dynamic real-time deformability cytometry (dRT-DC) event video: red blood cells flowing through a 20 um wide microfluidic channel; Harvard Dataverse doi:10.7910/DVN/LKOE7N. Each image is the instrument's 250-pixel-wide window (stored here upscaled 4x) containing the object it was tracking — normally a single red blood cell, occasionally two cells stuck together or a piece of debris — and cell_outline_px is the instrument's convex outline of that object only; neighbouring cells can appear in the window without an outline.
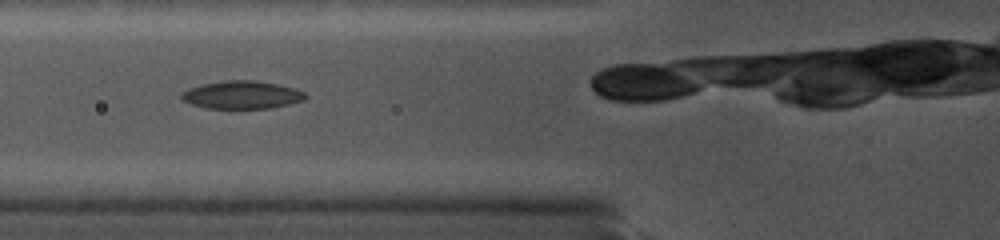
{"species": "common noctule bat (a hibernating species)", "species_latin": "Nyctalus noctula", "temperature_condition": "cold", "stored_images_in_passage": 36, "camera_frame_rate_fps": 5000, "um_per_image_px": 0.085, "animal": {"sex": "female", "body_mass_g": 19.0, "forearm_length_mm": 56.7}, "frame": {"image": 1, "passage_image": 6, "time_ms": 2.0, "image_size_px": [1000, 240], "cell_outline_px": [[308, 96], [304, 100], [272, 108], [208, 108], [192, 104], [184, 100], [180, 96], [188, 88], [204, 84], [224, 80], [256, 80], [296, 88], [304, 92]], "centroid_in_image_um": [20.6, 8.06], "position_along_channel_um": 105.2, "area_um2": 20.0}}
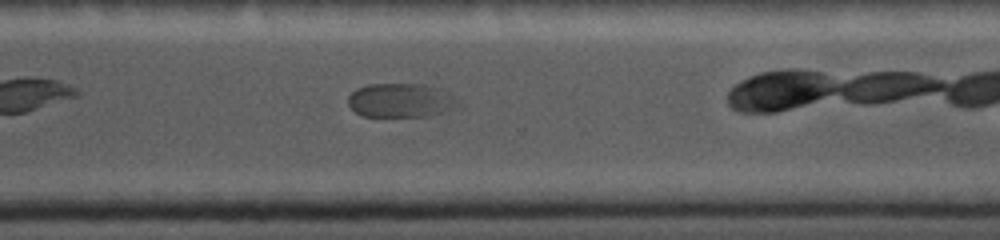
{"frame": {"image": 2, "passage_image": 27, "time_ms": 8.2, "image_size_px": [1000, 240], "cell_outline_px": [[460, 104], [456, 108], [424, 116], [364, 116], [356, 112], [348, 104], [348, 96], [356, 88], [368, 84], [424, 84], [448, 92], [460, 100]], "centroid_in_image_um": [34.07, 8.52], "position_along_channel_um": 336.5, "area_um2": 21.73}}